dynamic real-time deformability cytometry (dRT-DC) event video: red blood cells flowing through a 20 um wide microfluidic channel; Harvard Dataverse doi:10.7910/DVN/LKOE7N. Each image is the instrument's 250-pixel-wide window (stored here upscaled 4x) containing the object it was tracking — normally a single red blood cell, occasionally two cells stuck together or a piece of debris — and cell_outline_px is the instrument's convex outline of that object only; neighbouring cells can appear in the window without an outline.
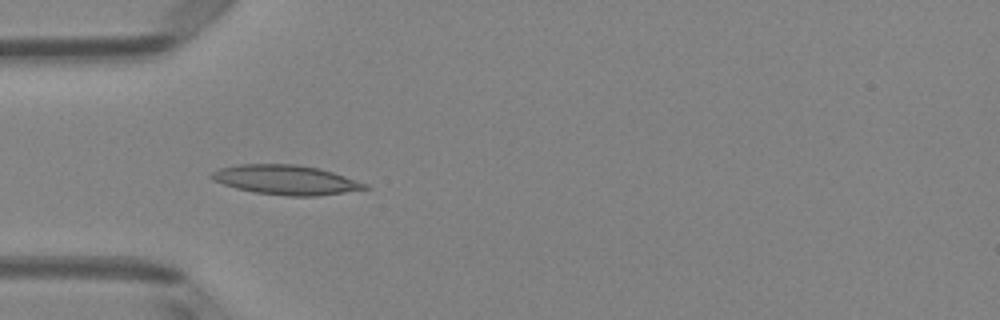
{"species": "Egyptian fruit bat (a non-hibernating species)", "species_latin": "Rousettus aegyptiacus", "temperature_condition": "room temperature", "stored_images_in_passage": 5, "camera_frame_rate_fps": 3000, "um_per_image_px": 0.085, "animal": {"sex": "female"}, "frame": {"image": 1, "passage_image": 5, "time_ms": 1.333, "image_size_px": [1000, 320], "cell_outline_px": [[372, 188], [316, 196], [288, 196], [256, 192], [236, 188], [212, 180], [208, 176], [212, 172], [220, 168], [236, 164], [296, 164], [316, 168], [332, 172], [368, 184]], "centroid_in_image_um": [24.28, 15.28], "position_along_channel_um": 60.7, "area_um2": 26.24}}